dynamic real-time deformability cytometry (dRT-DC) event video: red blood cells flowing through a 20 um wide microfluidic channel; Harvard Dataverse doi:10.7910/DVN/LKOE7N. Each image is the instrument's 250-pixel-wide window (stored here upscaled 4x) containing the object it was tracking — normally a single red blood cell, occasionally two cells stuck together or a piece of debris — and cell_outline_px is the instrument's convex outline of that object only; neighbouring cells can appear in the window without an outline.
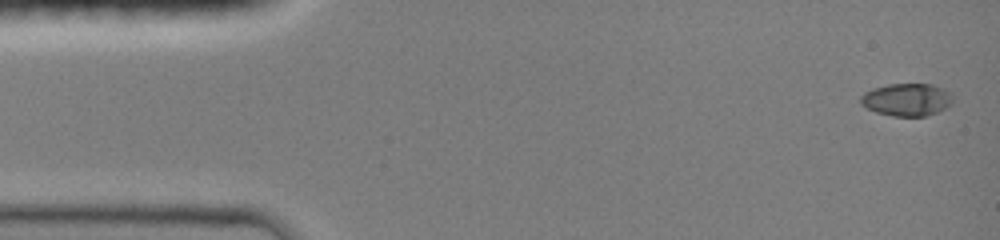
{"species": "common noctule bat (a hibernating species)", "species_latin": "Nyctalus noctula", "temperature_condition": "room temperature", "stored_images_in_passage": 5, "camera_frame_rate_fps": 3000, "um_per_image_px": 0.085, "animal": {"sex": "female", "body_mass_g": 19.0, "forearm_length_mm": 51.5}, "frame": {"image": 1, "passage_image": 1, "time_ms": 0.0, "image_size_px": [1000, 240], "cell_outline_px": [[952, 104], [936, 112], [924, 116], [892, 116], [876, 112], [860, 104], [860, 96], [864, 92], [872, 88], [888, 84], [932, 84], [944, 88], [952, 92]], "centroid_in_image_um": [77.07, 8.45], "position_along_channel_um": 7.9, "area_um2": 17.63}}
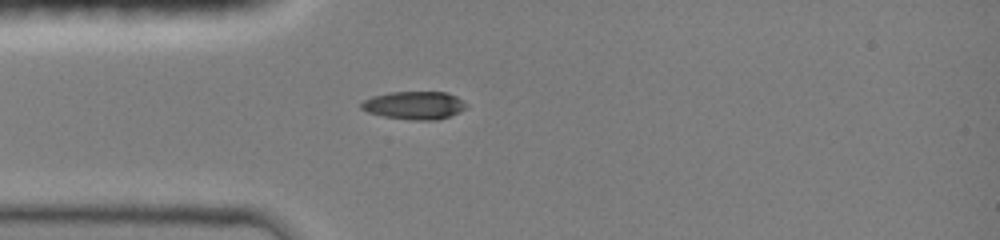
{"frame": {"image": 2, "passage_image": 5, "time_ms": 3.667, "image_size_px": [1000, 240], "cell_outline_px": [[468, 104], [460, 112], [448, 116], [432, 120], [412, 120], [384, 116], [368, 112], [360, 108], [360, 104], [364, 100], [372, 96], [392, 92], [448, 92], [456, 96]], "centroid_in_image_um": [35.21, 8.94], "position_along_channel_um": 49.8, "area_um2": 16.99}}